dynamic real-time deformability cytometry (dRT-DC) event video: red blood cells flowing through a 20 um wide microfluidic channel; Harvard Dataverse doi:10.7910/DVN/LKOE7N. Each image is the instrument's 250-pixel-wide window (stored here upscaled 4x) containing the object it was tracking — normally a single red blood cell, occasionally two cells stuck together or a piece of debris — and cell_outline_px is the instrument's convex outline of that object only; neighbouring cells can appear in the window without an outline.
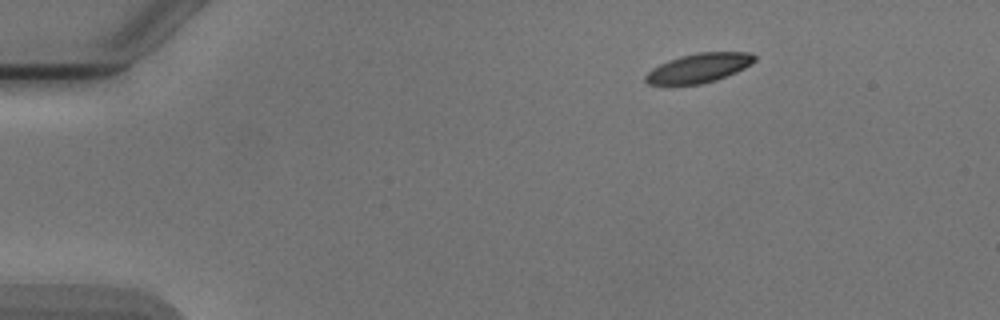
{"species": "Egyptian fruit bat (a non-hibernating species)", "species_latin": "Rousettus aegyptiacus", "temperature_condition": "cold", "stored_images_in_passage": 5, "segment_of_instrument_passage": [2, 2], "camera_frame_rate_fps": 3000, "um_per_image_px": 0.085, "animal": {"sex": "male"}, "frame": {"image": 1, "passage_image": 5, "time_ms": 6.0, "image_size_px": [1000, 320], "cell_outline_px": [[756, 60], [752, 64], [736, 72], [716, 80], [700, 84], [648, 84], [644, 80], [644, 76], [652, 68], [668, 60], [680, 56], [696, 52], [752, 52], [756, 56]], "centroid_in_image_um": [59.42, 5.76], "position_along_channel_um": 25.6, "area_um2": 18.61}}